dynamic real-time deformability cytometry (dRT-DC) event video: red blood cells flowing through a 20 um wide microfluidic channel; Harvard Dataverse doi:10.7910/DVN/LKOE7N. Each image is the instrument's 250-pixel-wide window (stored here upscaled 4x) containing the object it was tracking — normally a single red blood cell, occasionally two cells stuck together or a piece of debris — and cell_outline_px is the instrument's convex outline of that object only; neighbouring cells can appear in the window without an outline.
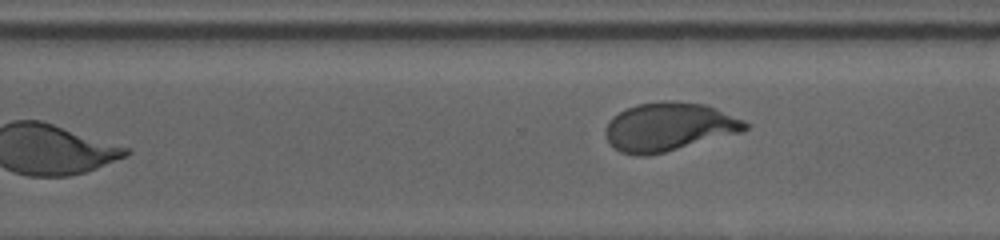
{"species": "human", "species_latin": "Homo sapiens", "temperature_condition": "cold", "stored_images_in_passage": 32, "segment_of_instrument_passage": [2, 2], "camera_frame_rate_fps": 3000, "um_per_image_px": 0.085, "donor": {"sex": "male"}, "frame": {"image": 1, "passage_image": 32, "time_ms": 13.0, "image_size_px": [1000, 240], "cell_outline_px": [[748, 128], [740, 132], [664, 152], [644, 156], [640, 156], [620, 152], [608, 140], [604, 132], [608, 120], [612, 116], [636, 104], [660, 100], [672, 100], [704, 104], [744, 120], [748, 124]], "centroid_in_image_um": [56.81, 10.76], "position_along_channel_um": 313.8, "area_um2": 39.13}}